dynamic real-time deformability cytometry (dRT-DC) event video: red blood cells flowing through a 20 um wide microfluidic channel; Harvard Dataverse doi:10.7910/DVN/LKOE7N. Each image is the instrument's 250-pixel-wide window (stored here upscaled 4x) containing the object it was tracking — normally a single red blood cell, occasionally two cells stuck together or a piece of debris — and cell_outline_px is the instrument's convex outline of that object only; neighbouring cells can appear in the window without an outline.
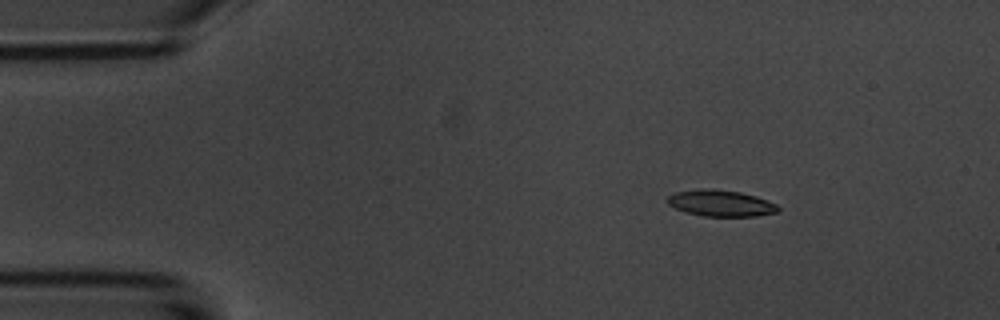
{"species": "common noctule bat (a hibernating species)", "species_latin": "Nyctalus noctula", "temperature_condition": "room temperature", "stored_images_in_passage": 5, "camera_frame_rate_fps": 3000, "um_per_image_px": 0.085, "animal": {"sex": "male", "body_mass_g": 20.1, "forearm_length_mm": 53.5}, "frame": {"image": 1, "passage_image": 2, "time_ms": 1.0, "image_size_px": [1000, 320], "cell_outline_px": [[780, 208], [776, 212], [756, 216], [704, 216], [684, 212], [668, 204], [664, 200], [668, 196], [676, 192], [700, 188], [712, 188], [740, 192], [756, 196], [776, 204]], "centroid_in_image_um": [61.22, 17.26], "position_along_channel_um": 23.8, "area_um2": 17.05}}
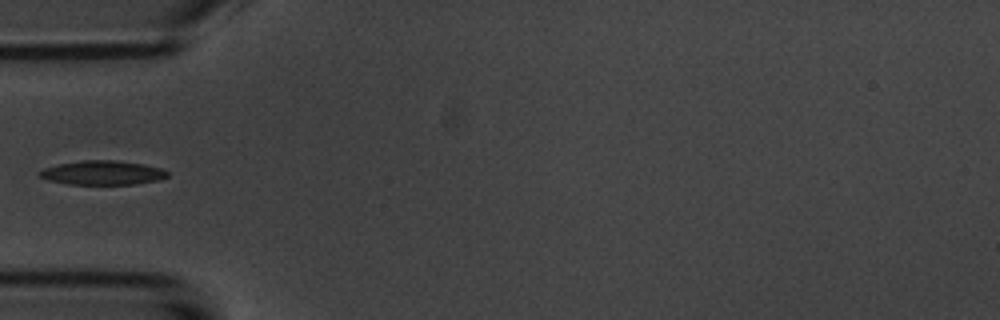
{"frame": {"image": 2, "passage_image": 5, "time_ms": 4.333, "image_size_px": [1000, 320], "cell_outline_px": [[168, 176], [160, 180], [132, 184], [68, 184], [48, 180], [36, 176], [36, 172], [44, 168], [60, 164], [84, 160], [116, 160], [144, 164], [160, 168], [168, 172]], "centroid_in_image_um": [8.68, 14.68], "position_along_channel_um": 76.3, "area_um2": 18.03}}